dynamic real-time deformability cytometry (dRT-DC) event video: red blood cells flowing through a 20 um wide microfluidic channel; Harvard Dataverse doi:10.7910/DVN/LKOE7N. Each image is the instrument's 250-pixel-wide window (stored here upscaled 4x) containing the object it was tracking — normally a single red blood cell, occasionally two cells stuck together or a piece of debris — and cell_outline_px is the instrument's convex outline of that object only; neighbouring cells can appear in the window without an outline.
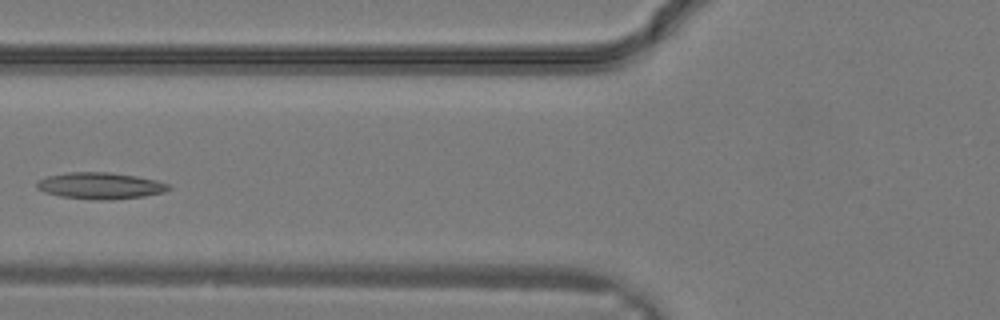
{"species": "common noctule bat (a hibernating species)", "species_latin": "Nyctalus noctula", "temperature_condition": "warm", "stored_images_in_passage": 11, "camera_frame_rate_fps": 3000, "um_per_image_px": 0.085, "animal": {"sex": "male", "body_mass_g": 19.2, "forearm_length_mm": 51.8}, "frame": {"image": 1, "passage_image": 8, "time_ms": 2.333, "image_size_px": [1000, 320], "cell_outline_px": [[172, 188], [164, 192], [144, 196], [112, 200], [92, 200], [60, 196], [44, 192], [36, 188], [36, 180], [48, 176], [68, 172], [108, 172], [136, 176], [156, 180], [172, 184]], "centroid_in_image_um": [8.53, 15.79], "position_along_channel_um": 117.3, "area_um2": 20.63}}
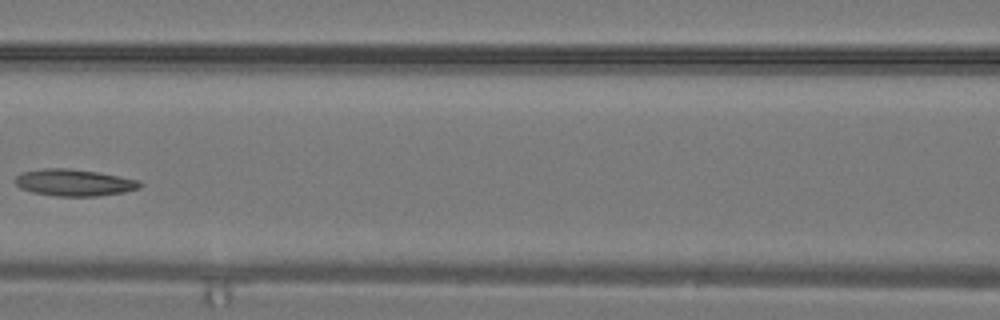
{"frame": {"image": 2, "passage_image": 10, "time_ms": 3.0, "image_size_px": [1000, 320], "cell_outline_px": [[144, 184], [140, 188], [124, 192], [96, 196], [56, 196], [32, 192], [20, 188], [12, 180], [16, 176], [24, 172], [44, 168], [68, 168], [96, 172], [140, 180]], "centroid_in_image_um": [6.3, 15.52], "position_along_channel_um": 160.3, "area_um2": 19.48}}